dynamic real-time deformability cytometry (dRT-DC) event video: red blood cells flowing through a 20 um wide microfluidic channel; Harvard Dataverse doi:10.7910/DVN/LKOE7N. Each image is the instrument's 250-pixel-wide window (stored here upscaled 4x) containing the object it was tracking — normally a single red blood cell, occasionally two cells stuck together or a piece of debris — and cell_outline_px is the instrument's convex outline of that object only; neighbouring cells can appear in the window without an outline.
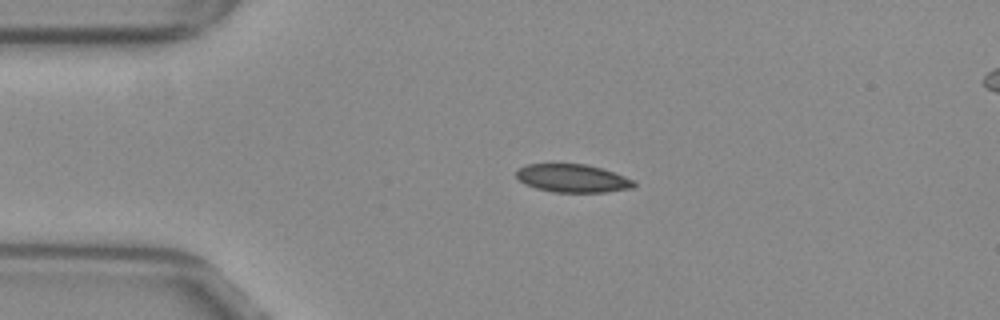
{"species": "common noctule bat (a hibernating species)", "species_latin": "Nyctalus noctula", "temperature_condition": "warm", "stored_images_in_passage": 16, "camera_frame_rate_fps": 3000, "um_per_image_px": 0.085, "animal": {"sex": "female", "body_mass_g": 29.2, "forearm_length_mm": 56.3}, "frame": {"image": 1, "passage_image": 11, "time_ms": 3.333, "image_size_px": [1000, 320], "cell_outline_px": [[636, 184], [632, 188], [604, 192], [552, 192], [536, 188], [524, 184], [516, 176], [516, 168], [528, 164], [584, 164], [600, 168], [636, 180]], "centroid_in_image_um": [48.65, 15.16], "position_along_channel_um": 36.4, "area_um2": 19.25}}